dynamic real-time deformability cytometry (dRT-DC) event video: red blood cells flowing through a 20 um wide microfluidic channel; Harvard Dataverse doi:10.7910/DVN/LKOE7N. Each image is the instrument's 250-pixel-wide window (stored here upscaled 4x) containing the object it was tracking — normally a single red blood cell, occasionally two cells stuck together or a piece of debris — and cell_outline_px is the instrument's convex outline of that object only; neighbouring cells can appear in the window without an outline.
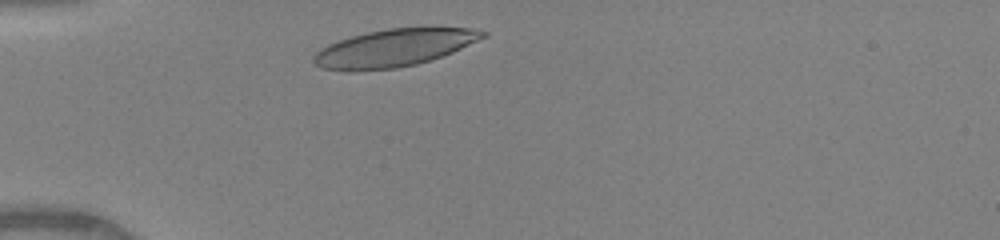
{"species": "human", "species_latin": "Homo sapiens", "temperature_condition": "warm", "stored_images_in_passage": 30, "camera_frame_rate_fps": 3000, "um_per_image_px": 0.085, "donor": {"sex": "female"}, "frame": {"image": 1, "passage_image": 2, "time_ms": 0.333, "image_size_px": [1000, 240], "cell_outline_px": [[488, 36], [452, 52], [416, 64], [396, 68], [356, 72], [348, 72], [320, 68], [312, 60], [312, 56], [320, 48], [328, 44], [352, 36], [368, 32], [388, 28], [424, 24], [472, 28], [488, 32]], "centroid_in_image_um": [33.53, 4.03], "position_along_channel_um": 51.5, "area_um2": 38.21}}
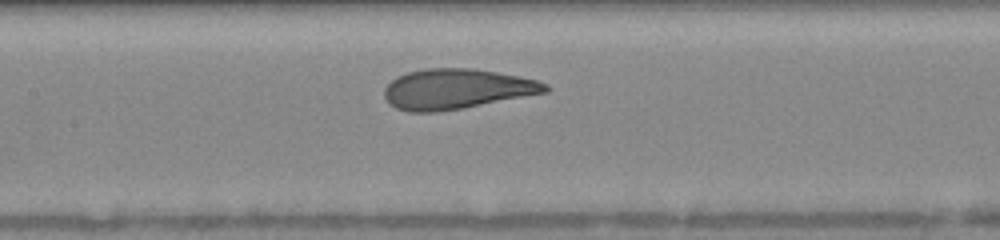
{"frame": {"image": 2, "passage_image": 12, "time_ms": 3.667, "image_size_px": [1000, 240], "cell_outline_px": [[548, 92], [464, 108], [436, 112], [408, 112], [396, 108], [388, 104], [384, 96], [384, 88], [396, 76], [408, 72], [424, 68], [476, 68], [536, 80], [548, 84]], "centroid_in_image_um": [38.77, 7.57], "position_along_channel_um": 168.6, "area_um2": 37.8}}
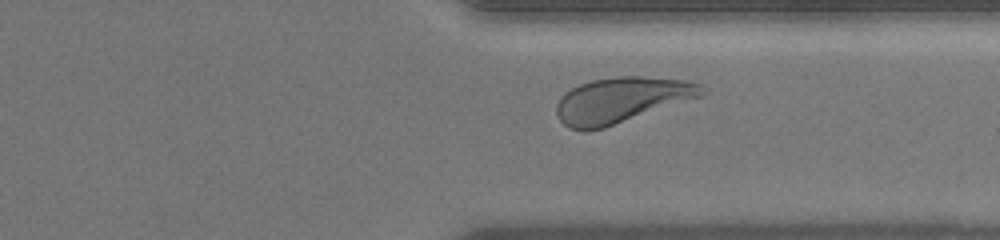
{"frame": {"image": 3, "passage_image": 26, "time_ms": 8.333, "image_size_px": [1000, 240], "cell_outline_px": [[708, 88], [700, 96], [604, 128], [568, 128], [560, 120], [556, 112], [556, 104], [560, 96], [564, 92], [580, 84], [592, 80], [616, 76], [644, 76], [688, 80], [704, 84]], "centroid_in_image_um": [52.85, 8.46], "position_along_channel_um": 358.6, "area_um2": 38.26}, "authors_computed_cell_mechanics": {"area_um2": 37.8012, "velocity_mm_per_s": 4.0733, "shape_relaxation_time_tau1_ms": 2.0221, "shape_relaxation_time_tau2_ms": null, "deformation_change_tau1": 0.1612, "deformation_change_tau2": null}}